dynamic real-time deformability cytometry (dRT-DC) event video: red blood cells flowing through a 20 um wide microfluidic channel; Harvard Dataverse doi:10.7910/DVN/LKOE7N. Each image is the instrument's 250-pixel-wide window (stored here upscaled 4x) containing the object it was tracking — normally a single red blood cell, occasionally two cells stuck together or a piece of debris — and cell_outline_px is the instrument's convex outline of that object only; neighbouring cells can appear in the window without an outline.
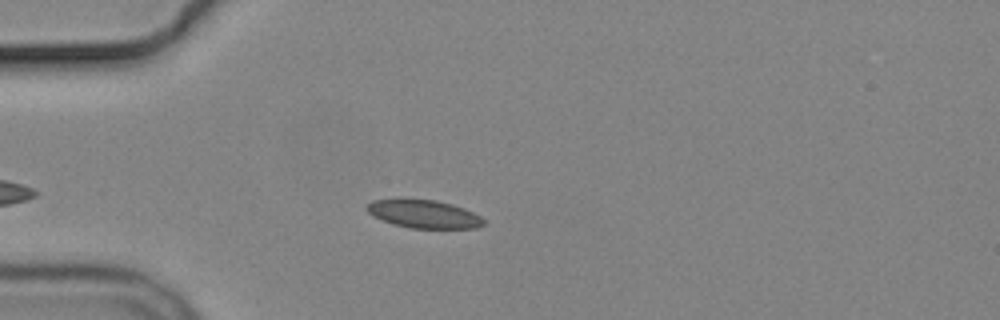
{"species": "common noctule bat (a hibernating species)", "species_latin": "Nyctalus noctula", "temperature_condition": "cold", "stored_images_in_passage": 4, "camera_frame_rate_fps": 3000, "um_per_image_px": 0.085, "animal": {"sex": "male", "body_mass_g": 19.2, "forearm_length_mm": 51.8}, "frame": {"image": 1, "passage_image": 4, "time_ms": 4.667, "image_size_px": [1000, 320], "cell_outline_px": [[484, 224], [476, 228], [408, 228], [392, 224], [372, 216], [364, 208], [364, 204], [372, 200], [436, 200], [452, 204], [464, 208], [480, 216], [484, 220]], "centroid_in_image_um": [35.98, 18.2], "position_along_channel_um": 49.0, "area_um2": 19.07}}